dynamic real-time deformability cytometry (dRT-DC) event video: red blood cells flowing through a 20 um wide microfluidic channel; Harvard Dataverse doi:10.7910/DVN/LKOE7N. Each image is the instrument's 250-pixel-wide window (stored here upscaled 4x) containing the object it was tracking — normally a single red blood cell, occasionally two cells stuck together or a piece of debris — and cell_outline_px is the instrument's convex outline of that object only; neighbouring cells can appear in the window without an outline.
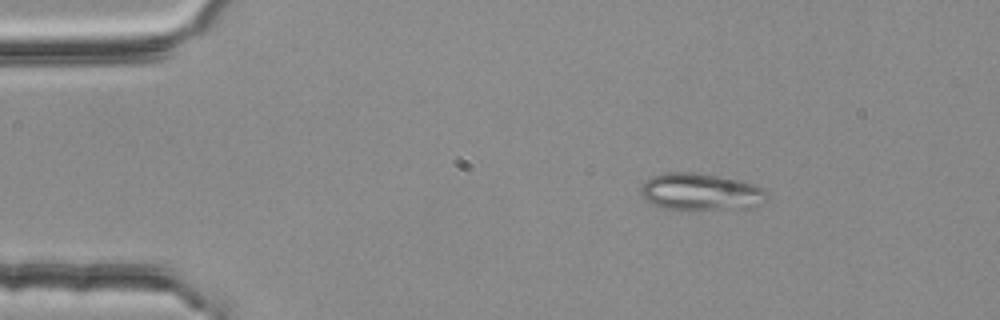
{"species": "common noctule bat (a hibernating species)", "species_latin": "Nyctalus noctula", "temperature_condition": "room temperature", "stored_images_in_passage": 3, "camera_frame_rate_fps": 3000, "um_per_image_px": 0.085, "animal": {"sex": "female", "body_mass_g": 25.1}, "frame": {"image": 1, "passage_image": 2, "time_ms": 0.333, "image_size_px": [1000, 320], "cell_outline_px": [[768, 200], [748, 208], [664, 208], [652, 204], [644, 200], [640, 196], [640, 188], [652, 176], [664, 172], [696, 172], [736, 180], [752, 184], [760, 188], [768, 196]], "centroid_in_image_um": [59.49, 16.29], "position_along_channel_um": 25.5, "area_um2": 26.59}}